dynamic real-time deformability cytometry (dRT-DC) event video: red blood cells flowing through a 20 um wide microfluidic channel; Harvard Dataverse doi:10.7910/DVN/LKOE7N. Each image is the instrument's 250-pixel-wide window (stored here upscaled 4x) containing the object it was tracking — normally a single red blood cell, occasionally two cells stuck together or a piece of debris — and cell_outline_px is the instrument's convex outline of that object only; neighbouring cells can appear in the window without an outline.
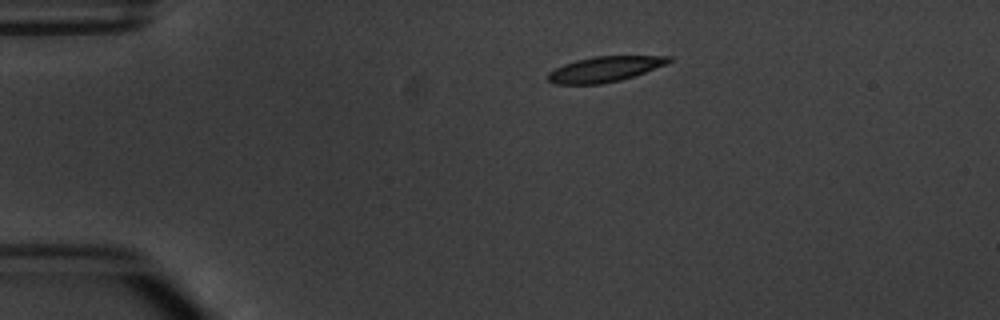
{"species": "common noctule bat (a hibernating species)", "species_latin": "Nyctalus noctula", "temperature_condition": "warm", "stored_images_in_passage": 4, "camera_frame_rate_fps": 3000, "um_per_image_px": 0.085, "animal": {"sex": "male", "body_mass_g": 20.1, "forearm_length_mm": 53.5}, "frame": {"image": 1, "passage_image": 1, "time_ms": 0.0, "image_size_px": [1000, 320], "cell_outline_px": [[672, 60], [668, 64], [620, 80], [600, 84], [552, 84], [548, 80], [548, 72], [564, 64], [576, 60], [596, 56], [672, 56]], "centroid_in_image_um": [51.4, 5.87], "position_along_channel_um": 33.6, "area_um2": 17.74}}
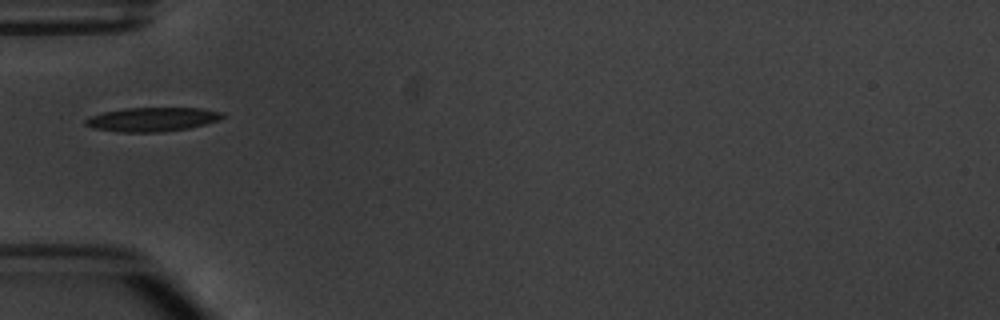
{"frame": {"image": 2, "passage_image": 3, "time_ms": 2.333, "image_size_px": [1000, 320], "cell_outline_px": [[224, 116], [220, 120], [188, 128], [160, 132], [116, 132], [92, 128], [84, 124], [84, 120], [88, 116], [104, 112], [124, 108], [200, 108], [224, 112]], "centroid_in_image_um": [12.91, 10.15], "position_along_channel_um": 72.1, "area_um2": 19.31}}